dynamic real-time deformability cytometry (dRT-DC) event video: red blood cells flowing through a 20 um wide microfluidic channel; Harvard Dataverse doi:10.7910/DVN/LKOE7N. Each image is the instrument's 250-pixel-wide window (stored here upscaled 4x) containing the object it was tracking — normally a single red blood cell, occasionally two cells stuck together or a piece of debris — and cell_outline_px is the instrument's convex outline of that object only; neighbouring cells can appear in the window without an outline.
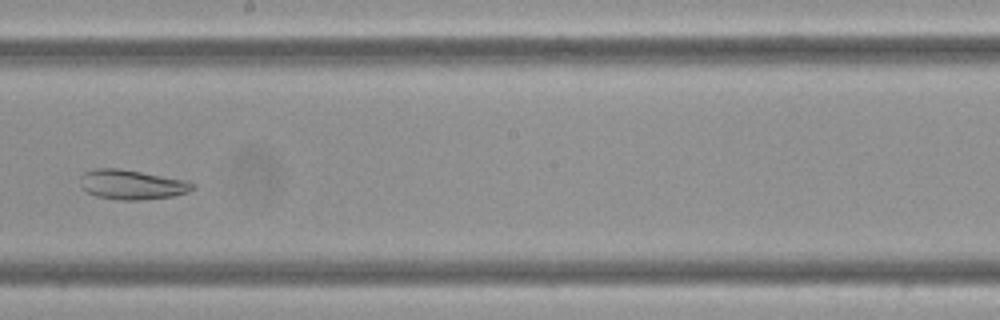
{"species": "Egyptian fruit bat (a non-hibernating species)", "species_latin": "Rousettus aegyptiacus", "temperature_condition": "cold", "stored_images_in_passage": 8, "camera_frame_rate_fps": 3000, "um_per_image_px": 0.085, "frame": {"image": 1, "passage_image": 8, "time_ms": 2.333, "image_size_px": [1000, 320], "cell_outline_px": [[196, 188], [188, 192], [172, 196], [140, 200], [120, 200], [96, 196], [88, 192], [80, 184], [80, 176], [84, 172], [96, 168], [120, 168], [188, 180], [196, 184]], "centroid_in_image_um": [11.24, 15.68], "position_along_channel_um": 237.0, "area_um2": 19.59}}